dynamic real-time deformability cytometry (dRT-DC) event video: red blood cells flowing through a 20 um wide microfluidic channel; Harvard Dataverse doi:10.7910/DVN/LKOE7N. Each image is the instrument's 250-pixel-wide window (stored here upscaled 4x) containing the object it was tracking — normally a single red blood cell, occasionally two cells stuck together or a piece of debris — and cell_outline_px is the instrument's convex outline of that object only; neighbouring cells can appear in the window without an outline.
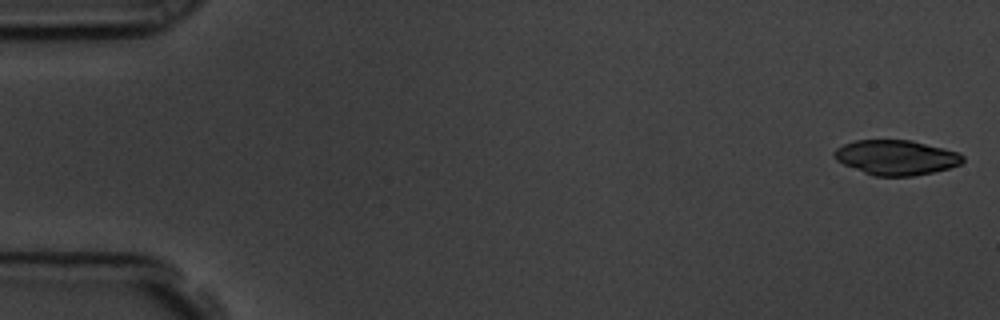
{"species": "common noctule bat (a hibernating species)", "species_latin": "Nyctalus noctula", "temperature_condition": "room temperature", "stored_images_in_passage": 56, "camera_frame_rate_fps": 3000, "um_per_image_px": 0.085, "animal": {"sex": "male", "body_mass_g": 19.5, "forearm_length_mm": 54.6}, "frame": {"image": 1, "passage_image": 1, "time_ms": 0.0, "image_size_px": [1000, 320], "cell_outline_px": [[964, 160], [960, 164], [948, 168], [932, 172], [912, 176], [872, 176], [844, 164], [836, 160], [832, 156], [832, 152], [836, 148], [844, 144], [856, 140], [912, 140], [960, 152], [964, 156]], "centroid_in_image_um": [76.16, 13.38], "position_along_channel_um": 8.8, "area_um2": 26.24}}
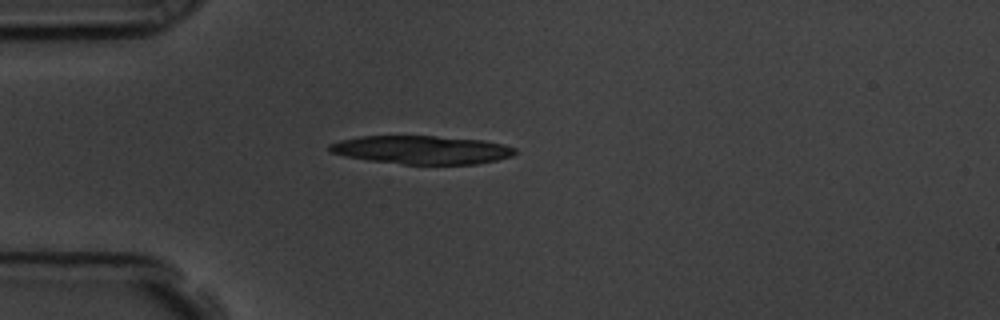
{"frame": {"image": 2, "passage_image": 15, "time_ms": 4.667, "image_size_px": [1000, 320], "cell_outline_px": [[516, 152], [512, 156], [496, 160], [476, 164], [404, 164], [368, 160], [344, 156], [328, 152], [328, 144], [340, 140], [360, 136], [436, 136], [484, 140], [504, 144], [516, 148]], "centroid_in_image_um": [35.83, 12.73], "position_along_channel_um": 49.2, "area_um2": 30.81}}